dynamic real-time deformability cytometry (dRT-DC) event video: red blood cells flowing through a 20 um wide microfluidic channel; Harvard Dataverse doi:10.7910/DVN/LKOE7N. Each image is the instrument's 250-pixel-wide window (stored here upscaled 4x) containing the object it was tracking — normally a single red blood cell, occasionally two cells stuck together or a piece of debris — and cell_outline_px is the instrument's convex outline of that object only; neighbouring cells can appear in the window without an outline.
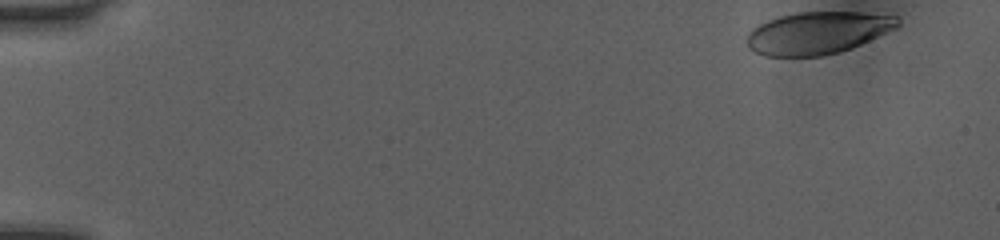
{"species": "human", "species_latin": "Homo sapiens", "temperature_condition": "room temperature", "stored_images_in_passage": 42, "camera_frame_rate_fps": 3000, "um_per_image_px": 0.085, "donor": {"sex": "female"}, "frame": {"image": 1, "passage_image": 1, "time_ms": 0.0, "image_size_px": [1000, 240], "cell_outline_px": [[900, 24], [896, 28], [852, 48], [840, 52], [820, 56], [764, 56], [748, 48], [748, 32], [752, 28], [768, 20], [780, 16], [796, 12], [860, 12], [900, 16]], "centroid_in_image_um": [69.52, 2.79], "position_along_channel_um": 15.5, "area_um2": 37.22}}
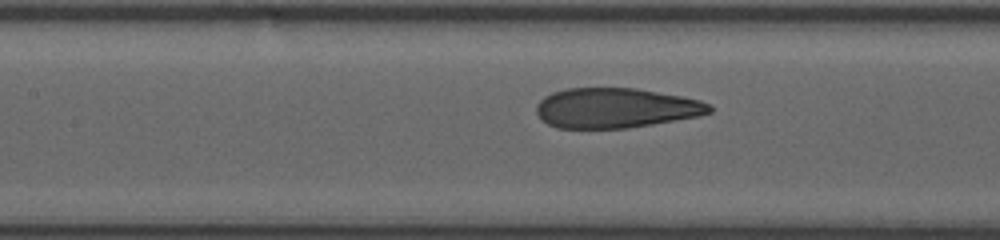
{"frame": {"image": 2, "passage_image": 22, "time_ms": 7.0, "image_size_px": [1000, 240], "cell_outline_px": [[712, 112], [700, 116], [628, 128], [556, 128], [540, 120], [536, 112], [536, 104], [544, 96], [552, 92], [564, 88], [636, 88], [680, 96], [700, 100], [712, 104]], "centroid_in_image_um": [52.31, 9.18], "position_along_channel_um": 155.1, "area_um2": 40.58}}
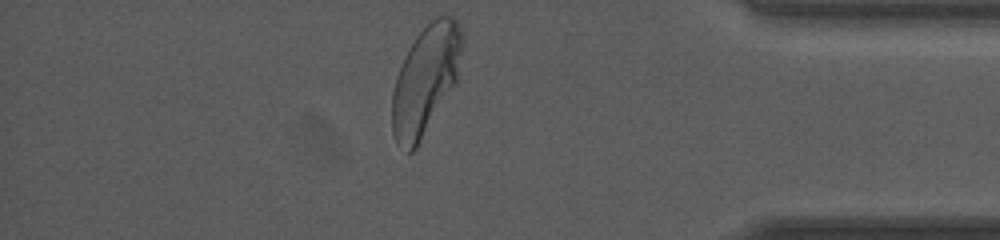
{"frame": {"image": 3, "passage_image": 42, "time_ms": 13.667, "image_size_px": [1000, 240], "cell_outline_px": [[464, 44], [456, 80], [416, 148], [412, 152], [408, 152], [396, 144], [392, 132], [392, 92], [396, 76], [408, 48], [416, 36], [440, 12], [452, 16], [460, 24], [464, 40]], "centroid_in_image_um": [36.17, 6.74], "position_along_channel_um": 399.0, "area_um2": 44.39}, "authors_computed_cell_mechanics": {"area_um2": 41.2981, "velocity_mm_per_s": 4.0492, "shape_relaxation_time_tau1_ms": 5.2494, "shape_relaxation_time_tau2_ms": null, "deformation_change_tau1": 0.2278, "deformation_change_tau2": null}}